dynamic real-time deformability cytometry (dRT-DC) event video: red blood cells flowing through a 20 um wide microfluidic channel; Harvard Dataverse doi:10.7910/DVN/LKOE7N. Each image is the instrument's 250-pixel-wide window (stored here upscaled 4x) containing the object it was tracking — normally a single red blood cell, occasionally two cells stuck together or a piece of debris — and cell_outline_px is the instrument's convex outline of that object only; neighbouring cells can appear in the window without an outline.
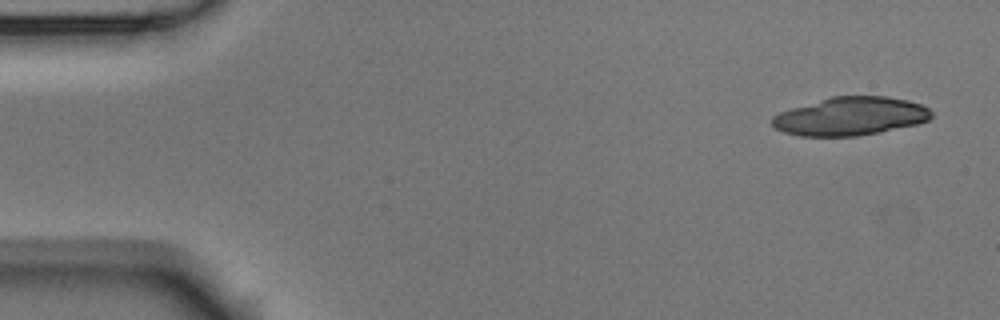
{"species": "Egyptian fruit bat (a non-hibernating species)", "species_latin": "Rousettus aegyptiacus", "temperature_condition": "room temperature", "stored_images_in_passage": 4, "camera_frame_rate_fps": 3000, "um_per_image_px": 0.085, "animal": {"sex": "male"}, "frame": {"image": 1, "passage_image": 1, "time_ms": 0.0, "image_size_px": [1000, 320], "cell_outline_px": [[932, 116], [928, 120], [916, 124], [880, 132], [856, 136], [800, 136], [784, 132], [776, 128], [772, 124], [772, 116], [780, 112], [792, 108], [832, 96], [888, 96], [908, 100], [920, 104], [928, 108], [932, 112]], "centroid_in_image_um": [72.29, 9.88], "position_along_channel_um": 12.7, "area_um2": 35.43}}